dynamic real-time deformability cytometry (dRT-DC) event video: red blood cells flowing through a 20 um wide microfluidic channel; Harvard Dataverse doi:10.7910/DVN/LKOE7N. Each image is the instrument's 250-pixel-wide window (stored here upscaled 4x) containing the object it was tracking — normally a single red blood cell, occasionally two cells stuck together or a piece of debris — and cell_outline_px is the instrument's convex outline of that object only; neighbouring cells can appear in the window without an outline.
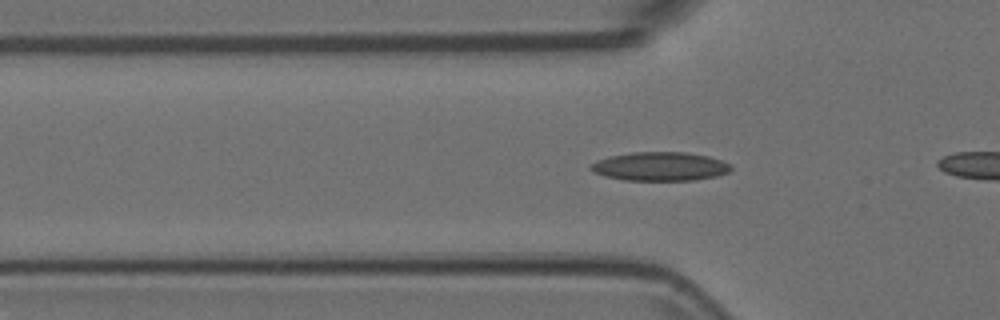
{"species": "Egyptian fruit bat (a non-hibernating species)", "species_latin": "Rousettus aegyptiacus", "temperature_condition": "room temperature", "stored_images_in_passage": 41, "camera_frame_rate_fps": 3000, "um_per_image_px": 0.085, "animal": {"sex": "female"}, "frame": {"image": 1, "passage_image": 15, "time_ms": 4.667, "image_size_px": [1000, 320], "cell_outline_px": [[732, 168], [728, 172], [716, 176], [696, 180], [624, 180], [604, 176], [592, 172], [588, 168], [596, 160], [608, 156], [632, 152], [684, 152], [708, 156], [732, 164]], "centroid_in_image_um": [56.08, 14.14], "position_along_channel_um": 69.7, "area_um2": 23.64}}
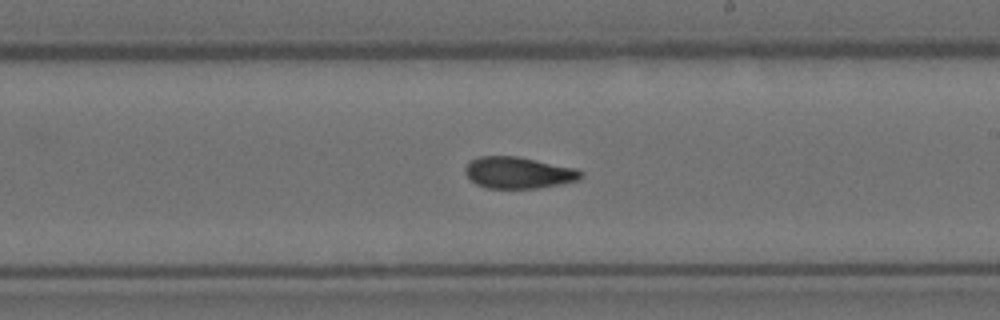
{"frame": {"image": 2, "passage_image": 29, "time_ms": 9.333, "image_size_px": [1000, 320], "cell_outline_px": [[584, 176], [580, 180], [560, 184], [536, 188], [488, 188], [476, 184], [464, 172], [464, 168], [472, 160], [480, 156], [516, 156], [576, 168], [584, 172]], "centroid_in_image_um": [44.1, 14.68], "position_along_channel_um": 244.9, "area_um2": 21.21}}
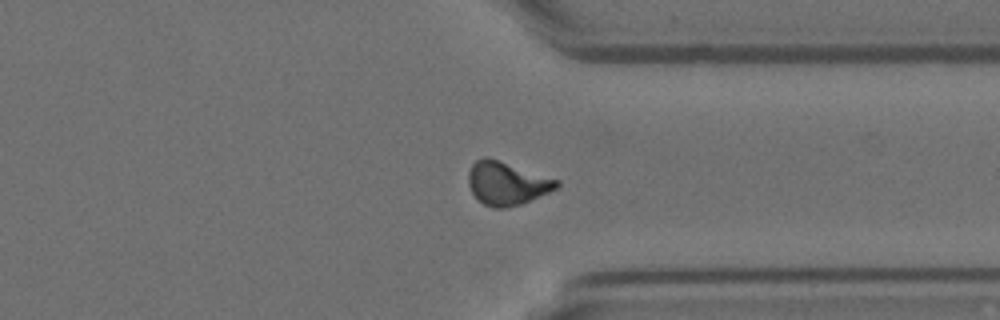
{"frame": {"image": 3, "passage_image": 39, "time_ms": 12.667, "image_size_px": [1000, 320], "cell_outline_px": [[560, 184], [556, 188], [548, 192], [520, 204], [504, 208], [492, 208], [476, 200], [468, 184], [468, 172], [472, 164], [476, 160], [484, 156], [488, 156], [560, 180]], "centroid_in_image_um": [43.04, 15.57], "position_along_channel_um": 368.4, "area_um2": 22.37}}